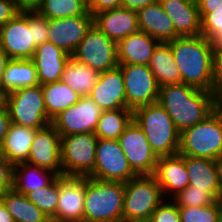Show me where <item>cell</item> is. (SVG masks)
Returning <instances> with one entry per match:
<instances>
[{"label":"cell","mask_w":222,"mask_h":222,"mask_svg":"<svg viewBox=\"0 0 222 222\" xmlns=\"http://www.w3.org/2000/svg\"><path fill=\"white\" fill-rule=\"evenodd\" d=\"M158 103L180 133L204 120L218 107L213 92L184 83L159 87Z\"/></svg>","instance_id":"obj_1"},{"label":"cell","mask_w":222,"mask_h":222,"mask_svg":"<svg viewBox=\"0 0 222 222\" xmlns=\"http://www.w3.org/2000/svg\"><path fill=\"white\" fill-rule=\"evenodd\" d=\"M181 83L213 92V48L203 35L176 37L170 41Z\"/></svg>","instance_id":"obj_2"},{"label":"cell","mask_w":222,"mask_h":222,"mask_svg":"<svg viewBox=\"0 0 222 222\" xmlns=\"http://www.w3.org/2000/svg\"><path fill=\"white\" fill-rule=\"evenodd\" d=\"M124 183L85 177L84 222H122Z\"/></svg>","instance_id":"obj_3"},{"label":"cell","mask_w":222,"mask_h":222,"mask_svg":"<svg viewBox=\"0 0 222 222\" xmlns=\"http://www.w3.org/2000/svg\"><path fill=\"white\" fill-rule=\"evenodd\" d=\"M133 120L141 127L158 157L178 154L180 132L158 102L136 109Z\"/></svg>","instance_id":"obj_4"},{"label":"cell","mask_w":222,"mask_h":222,"mask_svg":"<svg viewBox=\"0 0 222 222\" xmlns=\"http://www.w3.org/2000/svg\"><path fill=\"white\" fill-rule=\"evenodd\" d=\"M178 154L218 160L222 157V109L180 133Z\"/></svg>","instance_id":"obj_5"},{"label":"cell","mask_w":222,"mask_h":222,"mask_svg":"<svg viewBox=\"0 0 222 222\" xmlns=\"http://www.w3.org/2000/svg\"><path fill=\"white\" fill-rule=\"evenodd\" d=\"M164 199L154 175H137L124 183L122 222L150 219Z\"/></svg>","instance_id":"obj_6"},{"label":"cell","mask_w":222,"mask_h":222,"mask_svg":"<svg viewBox=\"0 0 222 222\" xmlns=\"http://www.w3.org/2000/svg\"><path fill=\"white\" fill-rule=\"evenodd\" d=\"M12 123L41 129L52 122L47 116L42 86L13 90L4 96Z\"/></svg>","instance_id":"obj_7"},{"label":"cell","mask_w":222,"mask_h":222,"mask_svg":"<svg viewBox=\"0 0 222 222\" xmlns=\"http://www.w3.org/2000/svg\"><path fill=\"white\" fill-rule=\"evenodd\" d=\"M98 139L95 133L72 134L61 137L63 176L89 177L92 174Z\"/></svg>","instance_id":"obj_8"},{"label":"cell","mask_w":222,"mask_h":222,"mask_svg":"<svg viewBox=\"0 0 222 222\" xmlns=\"http://www.w3.org/2000/svg\"><path fill=\"white\" fill-rule=\"evenodd\" d=\"M71 57L102 73L118 66L117 43L92 24Z\"/></svg>","instance_id":"obj_9"},{"label":"cell","mask_w":222,"mask_h":222,"mask_svg":"<svg viewBox=\"0 0 222 222\" xmlns=\"http://www.w3.org/2000/svg\"><path fill=\"white\" fill-rule=\"evenodd\" d=\"M136 176L118 140L98 139L94 169L89 177L126 183Z\"/></svg>","instance_id":"obj_10"},{"label":"cell","mask_w":222,"mask_h":222,"mask_svg":"<svg viewBox=\"0 0 222 222\" xmlns=\"http://www.w3.org/2000/svg\"><path fill=\"white\" fill-rule=\"evenodd\" d=\"M121 68L127 108L136 109L158 102L159 86L148 65L118 64Z\"/></svg>","instance_id":"obj_11"},{"label":"cell","mask_w":222,"mask_h":222,"mask_svg":"<svg viewBox=\"0 0 222 222\" xmlns=\"http://www.w3.org/2000/svg\"><path fill=\"white\" fill-rule=\"evenodd\" d=\"M118 142L129 166L137 175H154L158 156L152 150L141 127L132 119Z\"/></svg>","instance_id":"obj_12"},{"label":"cell","mask_w":222,"mask_h":222,"mask_svg":"<svg viewBox=\"0 0 222 222\" xmlns=\"http://www.w3.org/2000/svg\"><path fill=\"white\" fill-rule=\"evenodd\" d=\"M102 111L90 97L84 96L76 104L61 111L51 124L61 137L94 133Z\"/></svg>","instance_id":"obj_13"},{"label":"cell","mask_w":222,"mask_h":222,"mask_svg":"<svg viewBox=\"0 0 222 222\" xmlns=\"http://www.w3.org/2000/svg\"><path fill=\"white\" fill-rule=\"evenodd\" d=\"M0 48L10 59H32L36 46L29 29V10H21L0 27Z\"/></svg>","instance_id":"obj_14"},{"label":"cell","mask_w":222,"mask_h":222,"mask_svg":"<svg viewBox=\"0 0 222 222\" xmlns=\"http://www.w3.org/2000/svg\"><path fill=\"white\" fill-rule=\"evenodd\" d=\"M26 163L62 175L61 136L51 123L36 131Z\"/></svg>","instance_id":"obj_15"},{"label":"cell","mask_w":222,"mask_h":222,"mask_svg":"<svg viewBox=\"0 0 222 222\" xmlns=\"http://www.w3.org/2000/svg\"><path fill=\"white\" fill-rule=\"evenodd\" d=\"M85 177L59 176L55 222H84Z\"/></svg>","instance_id":"obj_16"},{"label":"cell","mask_w":222,"mask_h":222,"mask_svg":"<svg viewBox=\"0 0 222 222\" xmlns=\"http://www.w3.org/2000/svg\"><path fill=\"white\" fill-rule=\"evenodd\" d=\"M93 24V15L48 19V41L70 56Z\"/></svg>","instance_id":"obj_17"},{"label":"cell","mask_w":222,"mask_h":222,"mask_svg":"<svg viewBox=\"0 0 222 222\" xmlns=\"http://www.w3.org/2000/svg\"><path fill=\"white\" fill-rule=\"evenodd\" d=\"M88 97L103 111L127 108L121 68L117 66L100 73L96 86Z\"/></svg>","instance_id":"obj_18"},{"label":"cell","mask_w":222,"mask_h":222,"mask_svg":"<svg viewBox=\"0 0 222 222\" xmlns=\"http://www.w3.org/2000/svg\"><path fill=\"white\" fill-rule=\"evenodd\" d=\"M165 199H171L189 186L185 156L176 154L158 158L154 173Z\"/></svg>","instance_id":"obj_19"},{"label":"cell","mask_w":222,"mask_h":222,"mask_svg":"<svg viewBox=\"0 0 222 222\" xmlns=\"http://www.w3.org/2000/svg\"><path fill=\"white\" fill-rule=\"evenodd\" d=\"M93 24L116 43L139 31L137 12L123 7L95 13Z\"/></svg>","instance_id":"obj_20"},{"label":"cell","mask_w":222,"mask_h":222,"mask_svg":"<svg viewBox=\"0 0 222 222\" xmlns=\"http://www.w3.org/2000/svg\"><path fill=\"white\" fill-rule=\"evenodd\" d=\"M70 57L69 54L49 41L36 47L32 61L37 71L39 84L42 86L60 81Z\"/></svg>","instance_id":"obj_21"},{"label":"cell","mask_w":222,"mask_h":222,"mask_svg":"<svg viewBox=\"0 0 222 222\" xmlns=\"http://www.w3.org/2000/svg\"><path fill=\"white\" fill-rule=\"evenodd\" d=\"M159 3L173 21L175 32L179 37L201 34V18L197 1L159 0Z\"/></svg>","instance_id":"obj_22"},{"label":"cell","mask_w":222,"mask_h":222,"mask_svg":"<svg viewBox=\"0 0 222 222\" xmlns=\"http://www.w3.org/2000/svg\"><path fill=\"white\" fill-rule=\"evenodd\" d=\"M138 27L159 42H170L179 37L173 21L158 2L137 11Z\"/></svg>","instance_id":"obj_23"},{"label":"cell","mask_w":222,"mask_h":222,"mask_svg":"<svg viewBox=\"0 0 222 222\" xmlns=\"http://www.w3.org/2000/svg\"><path fill=\"white\" fill-rule=\"evenodd\" d=\"M158 43L140 30L128 35L117 43L118 64L148 65Z\"/></svg>","instance_id":"obj_24"},{"label":"cell","mask_w":222,"mask_h":222,"mask_svg":"<svg viewBox=\"0 0 222 222\" xmlns=\"http://www.w3.org/2000/svg\"><path fill=\"white\" fill-rule=\"evenodd\" d=\"M189 186L207 190L217 200H222L216 160L185 156Z\"/></svg>","instance_id":"obj_25"},{"label":"cell","mask_w":222,"mask_h":222,"mask_svg":"<svg viewBox=\"0 0 222 222\" xmlns=\"http://www.w3.org/2000/svg\"><path fill=\"white\" fill-rule=\"evenodd\" d=\"M37 130L12 123L0 145V154L14 166L26 163Z\"/></svg>","instance_id":"obj_26"},{"label":"cell","mask_w":222,"mask_h":222,"mask_svg":"<svg viewBox=\"0 0 222 222\" xmlns=\"http://www.w3.org/2000/svg\"><path fill=\"white\" fill-rule=\"evenodd\" d=\"M148 67L159 87L181 83L179 68L175 63L170 42H159L150 58Z\"/></svg>","instance_id":"obj_27"},{"label":"cell","mask_w":222,"mask_h":222,"mask_svg":"<svg viewBox=\"0 0 222 222\" xmlns=\"http://www.w3.org/2000/svg\"><path fill=\"white\" fill-rule=\"evenodd\" d=\"M39 85L32 59H10L3 75V97L13 91Z\"/></svg>","instance_id":"obj_28"},{"label":"cell","mask_w":222,"mask_h":222,"mask_svg":"<svg viewBox=\"0 0 222 222\" xmlns=\"http://www.w3.org/2000/svg\"><path fill=\"white\" fill-rule=\"evenodd\" d=\"M57 177V174L47 169L28 163H20L14 167L13 188L19 193L26 194L27 192L47 187Z\"/></svg>","instance_id":"obj_29"},{"label":"cell","mask_w":222,"mask_h":222,"mask_svg":"<svg viewBox=\"0 0 222 222\" xmlns=\"http://www.w3.org/2000/svg\"><path fill=\"white\" fill-rule=\"evenodd\" d=\"M0 200L15 222H51L25 194L17 192L14 188L6 191Z\"/></svg>","instance_id":"obj_30"},{"label":"cell","mask_w":222,"mask_h":222,"mask_svg":"<svg viewBox=\"0 0 222 222\" xmlns=\"http://www.w3.org/2000/svg\"><path fill=\"white\" fill-rule=\"evenodd\" d=\"M100 73L91 66L82 64L70 57L63 71L62 81L81 97L89 96L96 86Z\"/></svg>","instance_id":"obj_31"},{"label":"cell","mask_w":222,"mask_h":222,"mask_svg":"<svg viewBox=\"0 0 222 222\" xmlns=\"http://www.w3.org/2000/svg\"><path fill=\"white\" fill-rule=\"evenodd\" d=\"M47 116L52 120L61 111L76 104L81 96L62 80L42 85Z\"/></svg>","instance_id":"obj_32"},{"label":"cell","mask_w":222,"mask_h":222,"mask_svg":"<svg viewBox=\"0 0 222 222\" xmlns=\"http://www.w3.org/2000/svg\"><path fill=\"white\" fill-rule=\"evenodd\" d=\"M132 119L129 108L102 111L94 133L99 139L118 140Z\"/></svg>","instance_id":"obj_33"},{"label":"cell","mask_w":222,"mask_h":222,"mask_svg":"<svg viewBox=\"0 0 222 222\" xmlns=\"http://www.w3.org/2000/svg\"><path fill=\"white\" fill-rule=\"evenodd\" d=\"M35 11L47 19L92 15L83 0H42Z\"/></svg>","instance_id":"obj_34"},{"label":"cell","mask_w":222,"mask_h":222,"mask_svg":"<svg viewBox=\"0 0 222 222\" xmlns=\"http://www.w3.org/2000/svg\"><path fill=\"white\" fill-rule=\"evenodd\" d=\"M25 195L51 222H55L59 197V176L47 187L27 192Z\"/></svg>","instance_id":"obj_35"},{"label":"cell","mask_w":222,"mask_h":222,"mask_svg":"<svg viewBox=\"0 0 222 222\" xmlns=\"http://www.w3.org/2000/svg\"><path fill=\"white\" fill-rule=\"evenodd\" d=\"M181 222H222V200L213 205L178 207Z\"/></svg>","instance_id":"obj_36"},{"label":"cell","mask_w":222,"mask_h":222,"mask_svg":"<svg viewBox=\"0 0 222 222\" xmlns=\"http://www.w3.org/2000/svg\"><path fill=\"white\" fill-rule=\"evenodd\" d=\"M171 200L177 207L208 206L218 201L207 190L195 186H188L186 189L179 191Z\"/></svg>","instance_id":"obj_37"},{"label":"cell","mask_w":222,"mask_h":222,"mask_svg":"<svg viewBox=\"0 0 222 222\" xmlns=\"http://www.w3.org/2000/svg\"><path fill=\"white\" fill-rule=\"evenodd\" d=\"M220 32H222V6L209 7V13L201 19V35L212 41Z\"/></svg>","instance_id":"obj_38"},{"label":"cell","mask_w":222,"mask_h":222,"mask_svg":"<svg viewBox=\"0 0 222 222\" xmlns=\"http://www.w3.org/2000/svg\"><path fill=\"white\" fill-rule=\"evenodd\" d=\"M29 29L32 30L33 42L36 47L48 41V19L35 10H29Z\"/></svg>","instance_id":"obj_39"},{"label":"cell","mask_w":222,"mask_h":222,"mask_svg":"<svg viewBox=\"0 0 222 222\" xmlns=\"http://www.w3.org/2000/svg\"><path fill=\"white\" fill-rule=\"evenodd\" d=\"M150 222H181L180 212L171 199H164L152 212Z\"/></svg>","instance_id":"obj_40"},{"label":"cell","mask_w":222,"mask_h":222,"mask_svg":"<svg viewBox=\"0 0 222 222\" xmlns=\"http://www.w3.org/2000/svg\"><path fill=\"white\" fill-rule=\"evenodd\" d=\"M213 51V94L219 102L222 99V50Z\"/></svg>","instance_id":"obj_41"},{"label":"cell","mask_w":222,"mask_h":222,"mask_svg":"<svg viewBox=\"0 0 222 222\" xmlns=\"http://www.w3.org/2000/svg\"><path fill=\"white\" fill-rule=\"evenodd\" d=\"M14 165L0 154V197L14 185Z\"/></svg>","instance_id":"obj_42"},{"label":"cell","mask_w":222,"mask_h":222,"mask_svg":"<svg viewBox=\"0 0 222 222\" xmlns=\"http://www.w3.org/2000/svg\"><path fill=\"white\" fill-rule=\"evenodd\" d=\"M16 0H0V27L20 12Z\"/></svg>","instance_id":"obj_43"},{"label":"cell","mask_w":222,"mask_h":222,"mask_svg":"<svg viewBox=\"0 0 222 222\" xmlns=\"http://www.w3.org/2000/svg\"><path fill=\"white\" fill-rule=\"evenodd\" d=\"M87 7L88 11L94 15L105 10L122 7V0H90Z\"/></svg>","instance_id":"obj_44"},{"label":"cell","mask_w":222,"mask_h":222,"mask_svg":"<svg viewBox=\"0 0 222 222\" xmlns=\"http://www.w3.org/2000/svg\"><path fill=\"white\" fill-rule=\"evenodd\" d=\"M12 124V120L10 119V114L3 102L0 105V145L2 144L5 135L9 131V128Z\"/></svg>","instance_id":"obj_45"},{"label":"cell","mask_w":222,"mask_h":222,"mask_svg":"<svg viewBox=\"0 0 222 222\" xmlns=\"http://www.w3.org/2000/svg\"><path fill=\"white\" fill-rule=\"evenodd\" d=\"M158 2L159 0H122V7L137 12L141 8Z\"/></svg>","instance_id":"obj_46"},{"label":"cell","mask_w":222,"mask_h":222,"mask_svg":"<svg viewBox=\"0 0 222 222\" xmlns=\"http://www.w3.org/2000/svg\"><path fill=\"white\" fill-rule=\"evenodd\" d=\"M200 18L209 13V7L222 6V0H197Z\"/></svg>","instance_id":"obj_47"},{"label":"cell","mask_w":222,"mask_h":222,"mask_svg":"<svg viewBox=\"0 0 222 222\" xmlns=\"http://www.w3.org/2000/svg\"><path fill=\"white\" fill-rule=\"evenodd\" d=\"M10 57L0 48V94L3 96V75Z\"/></svg>","instance_id":"obj_48"},{"label":"cell","mask_w":222,"mask_h":222,"mask_svg":"<svg viewBox=\"0 0 222 222\" xmlns=\"http://www.w3.org/2000/svg\"><path fill=\"white\" fill-rule=\"evenodd\" d=\"M42 0H16L20 10H35Z\"/></svg>","instance_id":"obj_49"},{"label":"cell","mask_w":222,"mask_h":222,"mask_svg":"<svg viewBox=\"0 0 222 222\" xmlns=\"http://www.w3.org/2000/svg\"><path fill=\"white\" fill-rule=\"evenodd\" d=\"M0 222H15L1 200H0Z\"/></svg>","instance_id":"obj_50"},{"label":"cell","mask_w":222,"mask_h":222,"mask_svg":"<svg viewBox=\"0 0 222 222\" xmlns=\"http://www.w3.org/2000/svg\"><path fill=\"white\" fill-rule=\"evenodd\" d=\"M213 50H222V32H220L212 41Z\"/></svg>","instance_id":"obj_51"},{"label":"cell","mask_w":222,"mask_h":222,"mask_svg":"<svg viewBox=\"0 0 222 222\" xmlns=\"http://www.w3.org/2000/svg\"><path fill=\"white\" fill-rule=\"evenodd\" d=\"M216 167H217V172H218V179H219V184H220V189L222 192V157L216 160Z\"/></svg>","instance_id":"obj_52"},{"label":"cell","mask_w":222,"mask_h":222,"mask_svg":"<svg viewBox=\"0 0 222 222\" xmlns=\"http://www.w3.org/2000/svg\"><path fill=\"white\" fill-rule=\"evenodd\" d=\"M124 222H150V220H131V221H124Z\"/></svg>","instance_id":"obj_53"},{"label":"cell","mask_w":222,"mask_h":222,"mask_svg":"<svg viewBox=\"0 0 222 222\" xmlns=\"http://www.w3.org/2000/svg\"><path fill=\"white\" fill-rule=\"evenodd\" d=\"M4 102V97L0 94V105Z\"/></svg>","instance_id":"obj_54"},{"label":"cell","mask_w":222,"mask_h":222,"mask_svg":"<svg viewBox=\"0 0 222 222\" xmlns=\"http://www.w3.org/2000/svg\"><path fill=\"white\" fill-rule=\"evenodd\" d=\"M218 106L222 109V99L218 102Z\"/></svg>","instance_id":"obj_55"}]
</instances>
